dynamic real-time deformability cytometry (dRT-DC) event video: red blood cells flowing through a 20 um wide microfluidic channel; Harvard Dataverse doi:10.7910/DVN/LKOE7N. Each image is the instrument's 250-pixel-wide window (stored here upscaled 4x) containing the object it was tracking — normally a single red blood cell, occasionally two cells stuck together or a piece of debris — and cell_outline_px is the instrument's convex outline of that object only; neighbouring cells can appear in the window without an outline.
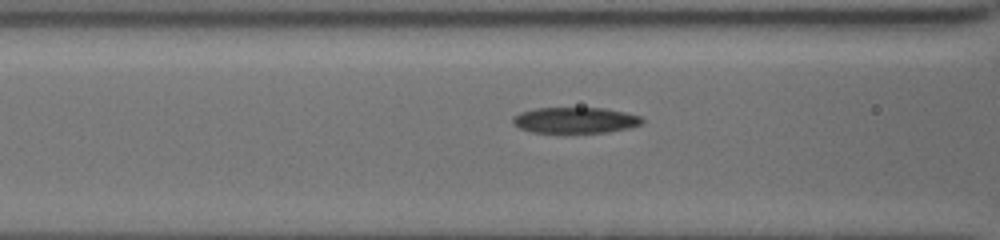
{"species": "common noctule bat (a hibernating species)", "species_latin": "Nyctalus noctula", "temperature_condition": "cold", "stored_images_in_passage": 10, "segment_of_instrument_passage": [1, 2], "camera_frame_rate_fps": 3000, "um_per_image_px": 0.085, "animal": {"sex": "female", "body_mass_g": 19.5, "forearm_length_mm": 54.1}, "frame": {"image": 1, "passage_image": 5, "time_ms": 1.667, "image_size_px": [1000, 240], "cell_outline_px": [[644, 120], [640, 124], [628, 128], [608, 132], [532, 132], [520, 128], [512, 124], [512, 116], [520, 112], [536, 108], [604, 108], [624, 112], [640, 116]], "centroid_in_image_um": [48.85, 10.21], "position_along_channel_um": 117.7, "area_um2": 19.42}}
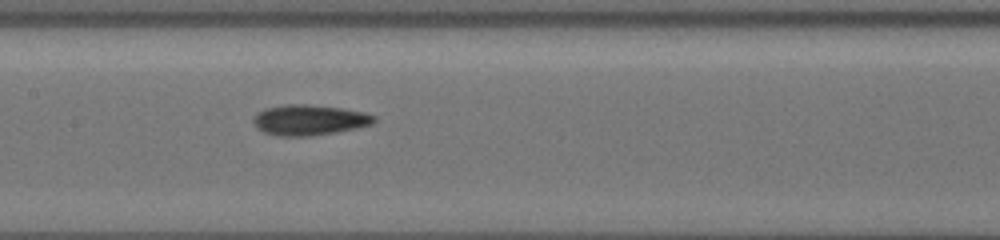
{"frame": {"image": 2, "passage_image": 9, "time_ms": 3.333, "image_size_px": [1000, 240], "cell_outline_px": [[376, 120], [372, 124], [356, 128], [336, 132], [312, 136], [276, 136], [264, 132], [256, 128], [252, 120], [252, 116], [256, 112], [264, 108], [288, 104], [308, 104], [340, 108], [364, 112], [376, 116]], "centroid_in_image_um": [26.24, 10.2], "position_along_channel_um": 181.2, "area_um2": 21.68}}